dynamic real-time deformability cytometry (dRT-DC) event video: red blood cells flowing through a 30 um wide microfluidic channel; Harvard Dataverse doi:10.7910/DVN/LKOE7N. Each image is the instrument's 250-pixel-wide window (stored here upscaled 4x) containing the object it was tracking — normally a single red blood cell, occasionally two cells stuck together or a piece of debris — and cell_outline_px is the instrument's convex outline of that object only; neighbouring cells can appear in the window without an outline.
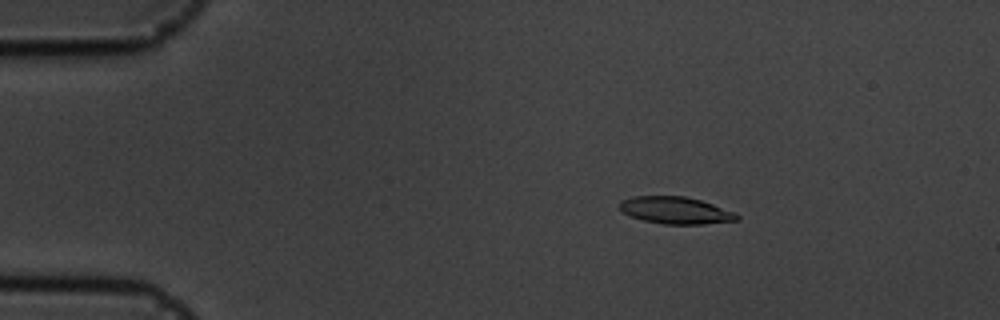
{"species": "common noctule bat (a hibernating species)", "species_latin": "Nyctalus noctula", "temperature_condition": "cold", "stored_images_in_passage": 57, "camera_frame_rate_fps": 3000, "um_per_image_px": 0.085, "animal": {"sex": "male", "body_mass_g": 19.5, "forearm_length_mm": 54.6}, "frame": {"image": 1, "passage_image": 10, "time_ms": 3.0, "image_size_px": [1000, 320], "cell_outline_px": [[740, 220], [704, 224], [664, 224], [644, 220], [628, 216], [620, 208], [620, 200], [632, 196], [684, 196], [700, 200], [736, 212], [740, 216]], "centroid_in_image_um": [57.44, 17.88], "position_along_channel_um": 27.6, "area_um2": 18.55}}
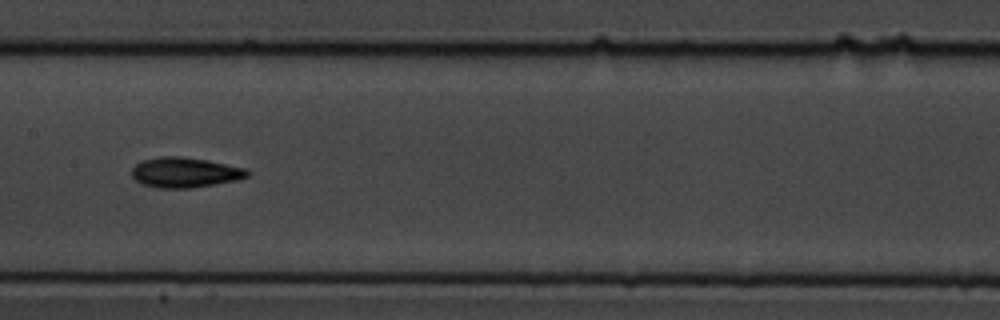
{"frame": {"image": 2, "passage_image": 29, "time_ms": 9.333, "image_size_px": [1000, 320], "cell_outline_px": [[252, 172], [248, 176], [240, 180], [192, 188], [160, 188], [140, 184], [132, 176], [132, 168], [140, 160], [160, 156], [180, 156], [208, 160], [248, 168]], "centroid_in_image_um": [15.76, 14.65], "position_along_channel_um": 191.6, "area_um2": 20.75}}
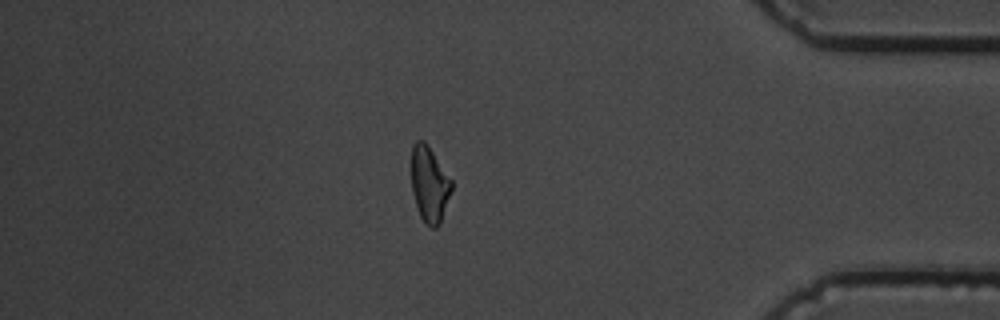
{"frame": {"image": 3, "passage_image": 49, "time_ms": 16.0, "image_size_px": [1000, 320], "cell_outline_px": [[452, 188], [440, 224], [436, 228], [432, 228], [424, 224], [416, 208], [412, 192], [412, 144], [416, 140], [424, 140], [428, 144], [452, 180]], "centroid_in_image_um": [36.49, 15.67], "position_along_channel_um": 398.7, "area_um2": 17.92}, "authors_computed_cell_mechanics": {"area_um2": 18.6694, "velocity_mm_per_s": 3.5884, "shape_relaxation_time_tau1_ms": 2.4874, "shape_relaxation_time_tau2_ms": 5.7408, "deformation_change_tau1": 0.1161, "deformation_change_tau2": 0.139}}